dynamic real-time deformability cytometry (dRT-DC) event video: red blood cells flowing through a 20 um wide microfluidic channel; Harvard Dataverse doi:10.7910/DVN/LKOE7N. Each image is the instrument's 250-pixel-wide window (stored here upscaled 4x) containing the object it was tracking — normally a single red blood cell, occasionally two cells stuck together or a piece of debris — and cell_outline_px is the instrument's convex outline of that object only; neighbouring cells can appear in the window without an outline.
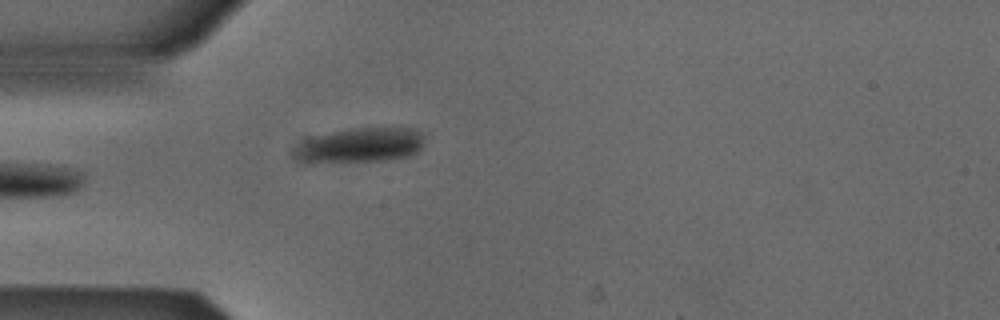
{"species": "Egyptian fruit bat (a non-hibernating species)", "species_latin": "Rousettus aegyptiacus", "temperature_condition": "cold", "stored_images_in_passage": 4, "camera_frame_rate_fps": 3000, "um_per_image_px": 0.085, "animal": {"sex": "male"}, "frame": {"image": 1, "passage_image": 4, "time_ms": 1.0, "image_size_px": [1000, 320], "cell_outline_px": [[424, 144], [416, 152], [408, 156], [380, 160], [304, 160], [296, 156], [296, 152], [300, 144], [304, 140], [312, 136], [352, 128], [412, 128], [424, 132]], "centroid_in_image_um": [30.77, 12.28], "position_along_channel_um": 54.2, "area_um2": 25.14}}